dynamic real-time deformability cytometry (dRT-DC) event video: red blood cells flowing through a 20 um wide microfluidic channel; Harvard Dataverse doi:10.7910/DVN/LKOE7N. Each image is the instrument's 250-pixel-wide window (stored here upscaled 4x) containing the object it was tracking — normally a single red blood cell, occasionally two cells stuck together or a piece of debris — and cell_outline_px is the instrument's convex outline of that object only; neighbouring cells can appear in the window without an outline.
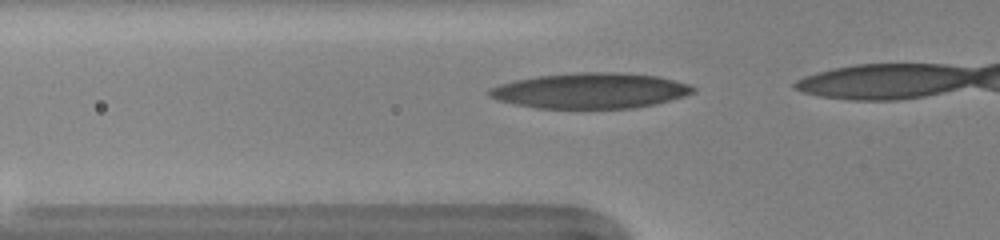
{"species": "human", "species_latin": "Homo sapiens", "temperature_condition": "warm", "stored_images_in_passage": 7, "camera_frame_rate_fps": 3000, "um_per_image_px": 0.085, "donor": {"sex": "female"}, "frame": {"image": 1, "passage_image": 2, "time_ms": 0.333, "image_size_px": [1000, 240], "cell_outline_px": [[696, 92], [684, 96], [656, 104], [636, 108], [536, 108], [516, 104], [500, 100], [488, 96], [484, 92], [488, 88], [512, 80], [536, 76], [580, 72], [616, 72], [656, 76], [688, 84], [696, 88]], "centroid_in_image_um": [50.15, 7.71], "position_along_channel_um": 75.6, "area_um2": 42.25}}